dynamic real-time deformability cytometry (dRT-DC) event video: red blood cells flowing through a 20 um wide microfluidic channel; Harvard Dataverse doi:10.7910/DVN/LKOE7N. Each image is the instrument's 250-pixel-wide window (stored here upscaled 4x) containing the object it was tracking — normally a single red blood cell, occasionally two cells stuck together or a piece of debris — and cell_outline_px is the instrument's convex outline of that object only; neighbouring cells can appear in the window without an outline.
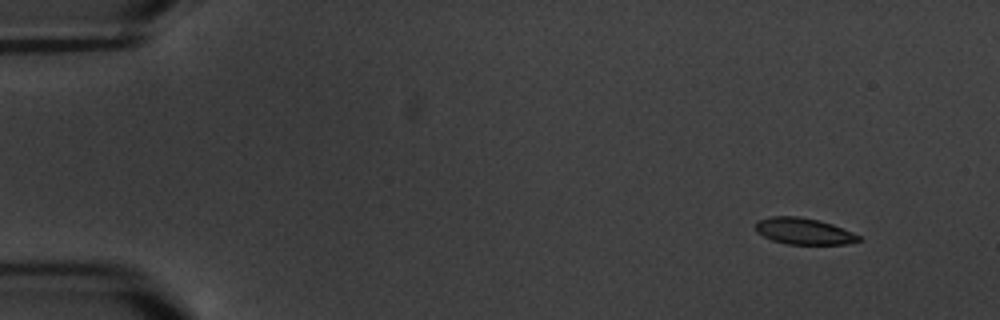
{"species": "common noctule bat (a hibernating species)", "species_latin": "Nyctalus noctula", "temperature_condition": "warm", "stored_images_in_passage": 5, "camera_frame_rate_fps": 3000, "um_per_image_px": 0.085, "animal": {"sex": "male", "body_mass_g": 20.1, "forearm_length_mm": 53.5}, "frame": {"image": 1, "passage_image": 1, "time_ms": 0.0, "image_size_px": [1000, 320], "cell_outline_px": [[860, 240], [844, 244], [788, 244], [772, 240], [756, 232], [756, 220], [772, 216], [796, 216], [816, 220], [832, 224], [852, 232], [860, 236]], "centroid_in_image_um": [68.28, 19.65], "position_along_channel_um": 16.7, "area_um2": 15.66}}